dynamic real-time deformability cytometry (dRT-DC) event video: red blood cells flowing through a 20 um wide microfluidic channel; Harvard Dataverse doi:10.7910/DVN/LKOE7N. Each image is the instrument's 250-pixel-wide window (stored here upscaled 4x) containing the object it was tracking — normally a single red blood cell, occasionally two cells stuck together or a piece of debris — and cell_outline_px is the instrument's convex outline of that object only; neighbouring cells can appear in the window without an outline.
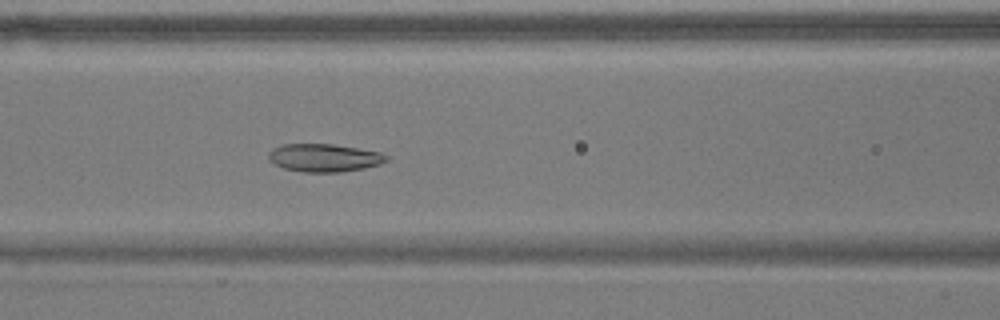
{"species": "common noctule bat (a hibernating species)", "species_latin": "Nyctalus noctula", "temperature_condition": "warm", "stored_images_in_passage": 48, "camera_frame_rate_fps": 3000, "um_per_image_px": 0.085, "animal": {"sex": "male", "body_mass_g": 17.9}, "frame": {"image": 1, "passage_image": 16, "time_ms": 5.0, "image_size_px": [1000, 320], "cell_outline_px": [[388, 160], [380, 164], [364, 168], [340, 172], [304, 172], [284, 168], [268, 160], [268, 152], [272, 148], [284, 144], [332, 144], [380, 152], [388, 156]], "centroid_in_image_um": [27.54, 13.41], "position_along_channel_um": 139.1, "area_um2": 19.13}}
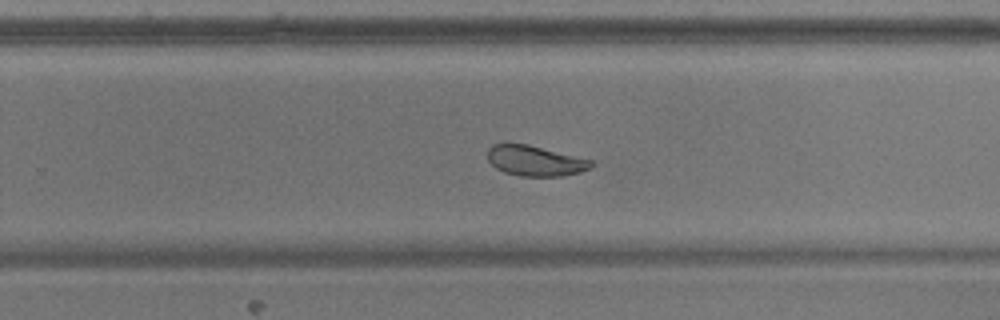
{"frame": {"image": 2, "passage_image": 28, "time_ms": 9.0, "image_size_px": [1000, 320], "cell_outline_px": [[592, 164], [588, 168], [580, 172], [560, 176], [520, 176], [504, 172], [496, 168], [488, 160], [488, 148], [492, 144], [504, 140], [528, 144], [592, 160]], "centroid_in_image_um": [45.39, 13.62], "position_along_channel_um": 284.4, "area_um2": 18.61}}
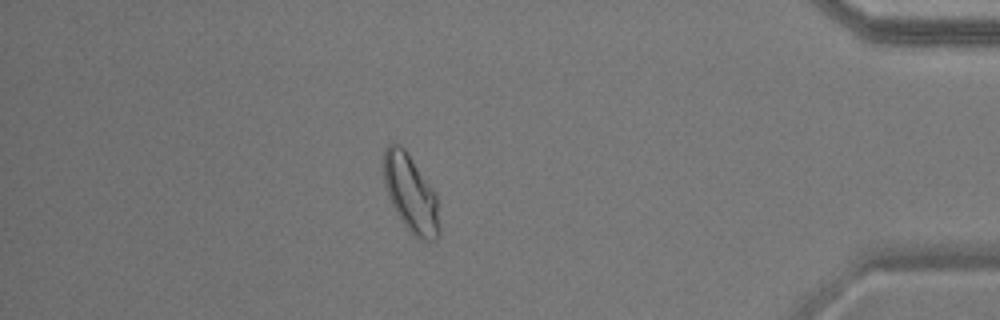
{"frame": {"image": 3, "passage_image": 41, "time_ms": 13.333, "image_size_px": [1000, 320], "cell_outline_px": [[440, 228], [436, 240], [420, 240], [412, 236], [396, 212], [388, 196], [384, 184], [384, 148], [388, 144], [400, 144], [404, 148], [436, 192]], "centroid_in_image_um": [34.92, 16.47], "position_along_channel_um": 400.3, "area_um2": 25.14}, "authors_computed_cell_mechanics": {"area_um2": 21.7906, "velocity_mm_per_s": 3.6439, "shape_relaxation_time_tau1_ms": 5.2959, "shape_relaxation_time_tau2_ms": 3.3538, "deformation_change_tau1": 0.1224, "deformation_change_tau2": 0.0745}}